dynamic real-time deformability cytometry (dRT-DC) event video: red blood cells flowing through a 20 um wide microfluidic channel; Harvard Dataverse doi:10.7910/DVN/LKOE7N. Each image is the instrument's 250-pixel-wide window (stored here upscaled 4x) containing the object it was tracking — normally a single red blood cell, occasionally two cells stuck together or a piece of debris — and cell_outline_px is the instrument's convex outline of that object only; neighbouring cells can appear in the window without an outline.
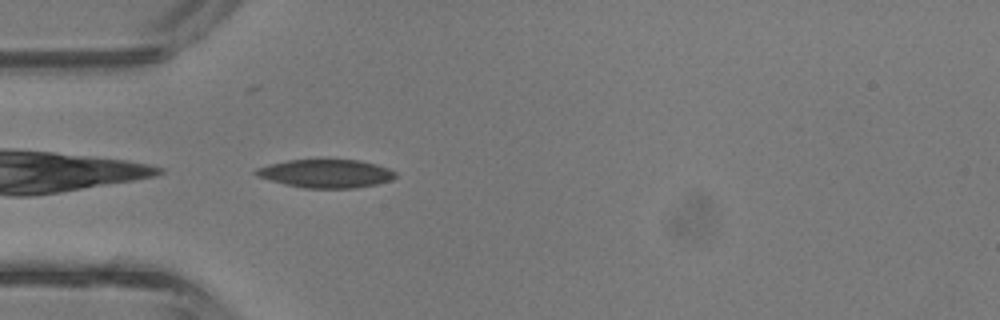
{"species": "common noctule bat (a hibernating species)", "species_latin": "Nyctalus noctula", "temperature_condition": "room temperature", "stored_images_in_passage": 3, "camera_frame_rate_fps": 3000, "um_per_image_px": 0.085, "animal": {"sex": "male", "body_mass_g": 13.3}, "frame": {"image": 1, "passage_image": 3, "time_ms": 0.667, "image_size_px": [1000, 320], "cell_outline_px": [[396, 176], [392, 180], [376, 184], [356, 188], [304, 188], [284, 184], [260, 176], [252, 172], [256, 168], [268, 164], [288, 160], [360, 160], [376, 164], [388, 168], [396, 172]], "centroid_in_image_um": [27.73, 14.75], "position_along_channel_um": 57.3, "area_um2": 22.95}}